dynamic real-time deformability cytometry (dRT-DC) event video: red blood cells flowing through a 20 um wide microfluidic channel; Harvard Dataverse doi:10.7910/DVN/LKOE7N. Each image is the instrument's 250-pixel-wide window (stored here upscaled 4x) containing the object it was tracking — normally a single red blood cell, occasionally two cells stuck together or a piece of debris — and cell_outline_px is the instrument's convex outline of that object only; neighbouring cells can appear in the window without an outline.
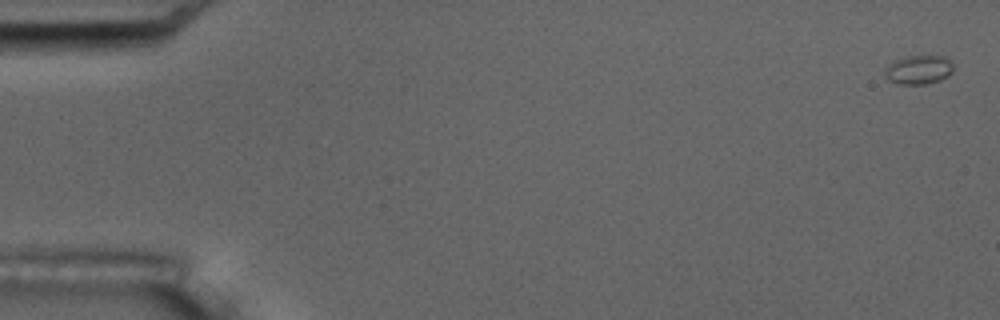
{"species": "common noctule bat (a hibernating species)", "species_latin": "Nyctalus noctula", "temperature_condition": "room temperature", "stored_images_in_passage": 7, "camera_frame_rate_fps": 3000, "um_per_image_px": 0.085, "animal": {"sex": "male", "body_mass_g": 17.5, "forearm_length_mm": 52.3}, "frame": {"image": 1, "passage_image": 1, "time_ms": 0.0, "image_size_px": [1000, 320], "cell_outline_px": [[952, 72], [948, 76], [940, 80], [924, 84], [900, 84], [888, 80], [884, 76], [884, 68], [888, 64], [896, 60], [908, 56], [944, 56], [952, 64]], "centroid_in_image_um": [78.05, 5.93], "position_along_channel_um": 7.0, "area_um2": 11.5}}